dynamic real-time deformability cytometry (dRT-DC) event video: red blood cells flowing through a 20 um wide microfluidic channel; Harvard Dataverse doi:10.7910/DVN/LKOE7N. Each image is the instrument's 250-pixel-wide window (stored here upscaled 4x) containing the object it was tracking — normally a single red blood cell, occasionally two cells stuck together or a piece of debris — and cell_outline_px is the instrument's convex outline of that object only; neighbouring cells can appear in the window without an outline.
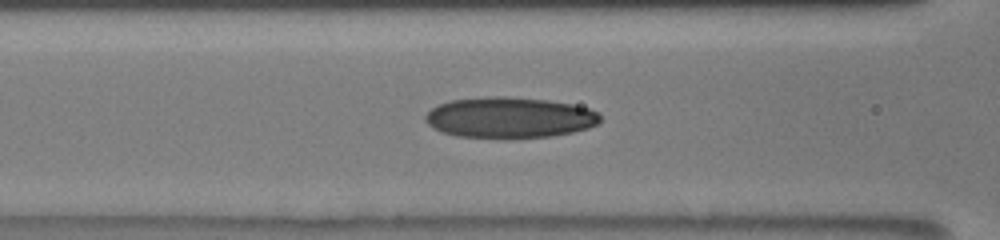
{"species": "human", "species_latin": "Homo sapiens", "temperature_condition": "room temperature", "stored_images_in_passage": 31, "camera_frame_rate_fps": 3000, "um_per_image_px": 0.085, "donor": {"sex": "male"}, "frame": {"image": 1, "passage_image": 7, "time_ms": 2.0, "image_size_px": [1000, 240], "cell_outline_px": [[600, 120], [596, 124], [588, 128], [572, 132], [552, 136], [456, 136], [440, 132], [432, 128], [424, 120], [424, 116], [432, 108], [440, 104], [452, 100], [492, 96], [504, 96], [548, 100], [572, 104], [588, 108], [596, 112], [600, 116]], "centroid_in_image_um": [43.28, 9.97], "position_along_channel_um": 123.3, "area_um2": 40.86}}
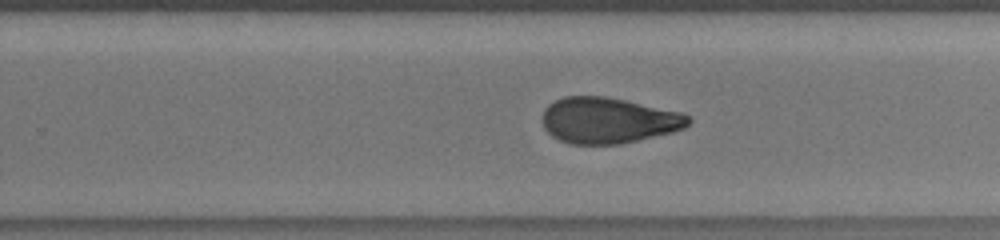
{"frame": {"image": 2, "passage_image": 19, "time_ms": 6.0, "image_size_px": [1000, 240], "cell_outline_px": [[692, 120], [684, 128], [672, 132], [620, 144], [568, 144], [552, 136], [544, 128], [544, 108], [548, 104], [564, 96], [608, 96], [680, 112], [688, 116]], "centroid_in_image_um": [51.7, 10.23], "position_along_channel_um": 278.1, "area_um2": 38.96}}
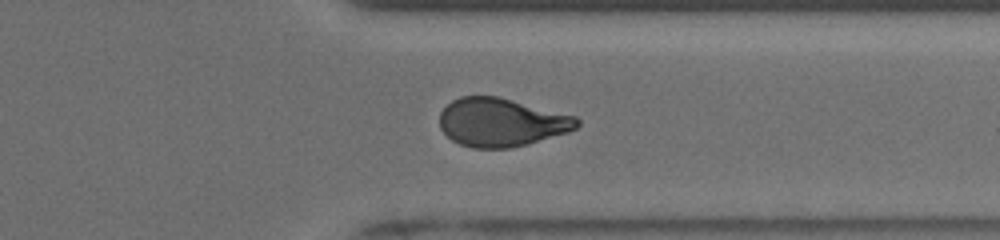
{"frame": {"image": 3, "passage_image": 26, "time_ms": 8.333, "image_size_px": [1000, 240], "cell_outline_px": [[580, 124], [576, 128], [568, 132], [528, 144], [508, 148], [472, 148], [460, 144], [452, 140], [440, 128], [440, 112], [452, 100], [460, 96], [496, 96], [576, 116], [580, 120]], "centroid_in_image_um": [42.61, 10.4], "position_along_channel_um": 368.8, "area_um2": 38.61}}